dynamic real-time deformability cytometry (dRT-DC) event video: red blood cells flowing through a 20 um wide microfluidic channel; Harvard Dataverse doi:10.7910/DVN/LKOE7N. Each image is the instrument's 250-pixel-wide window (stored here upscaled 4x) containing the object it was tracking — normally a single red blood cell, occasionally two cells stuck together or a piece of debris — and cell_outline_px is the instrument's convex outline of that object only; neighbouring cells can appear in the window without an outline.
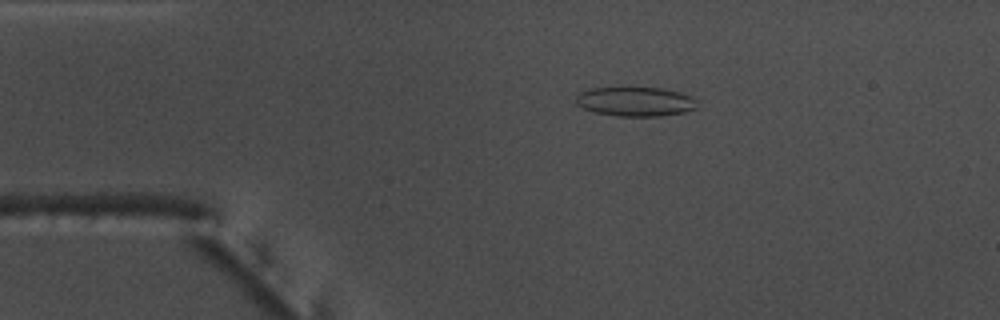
{"species": "common noctule bat (a hibernating species)", "species_latin": "Nyctalus noctula", "temperature_condition": "warm", "stored_images_in_passage": 53, "camera_frame_rate_fps": 3000, "um_per_image_px": 0.085, "animal": {"sex": "male", "body_mass_g": 17.5, "forearm_length_mm": 52.3}, "frame": {"image": 1, "passage_image": 10, "time_ms": 3.0, "image_size_px": [1000, 320], "cell_outline_px": [[696, 108], [684, 112], [660, 116], [616, 116], [596, 112], [584, 108], [576, 104], [576, 96], [580, 92], [592, 88], [660, 88], [680, 92], [696, 100]], "centroid_in_image_um": [53.99, 8.64], "position_along_channel_um": 31.0, "area_um2": 20.46}}
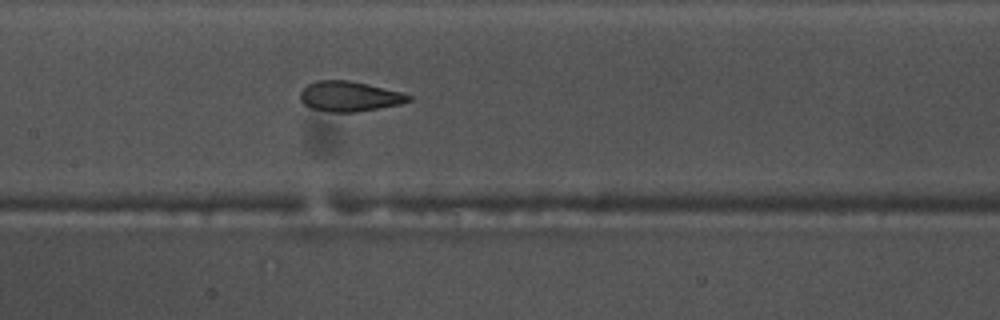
{"frame": {"image": 2, "passage_image": 25, "time_ms": 8.0, "image_size_px": [1000, 320], "cell_outline_px": [[412, 100], [400, 104], [356, 112], [328, 112], [312, 108], [304, 104], [300, 100], [300, 92], [308, 84], [316, 80], [348, 80], [368, 84], [400, 92], [412, 96]], "centroid_in_image_um": [29.68, 8.19], "position_along_channel_um": 177.7, "area_um2": 18.96}}
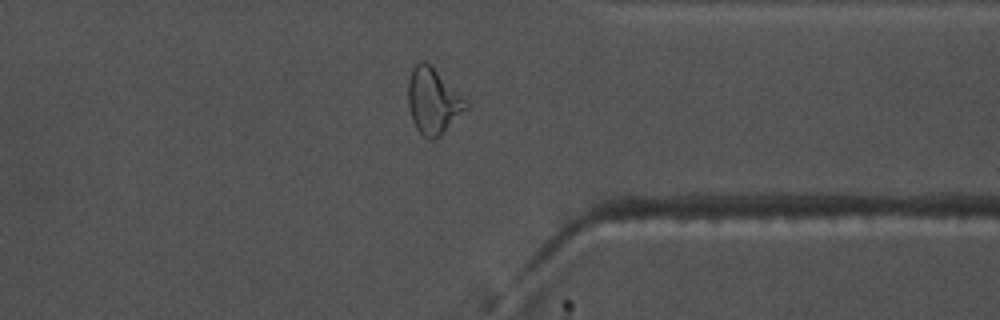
{"frame": {"image": 3, "passage_image": 41, "time_ms": 13.333, "image_size_px": [1000, 320], "cell_outline_px": [[468, 108], [440, 136], [432, 140], [428, 140], [416, 128], [412, 120], [408, 104], [408, 80], [412, 68], [420, 60], [424, 60], [468, 100]], "centroid_in_image_um": [36.81, 8.6], "position_along_channel_um": 374.6, "area_um2": 22.14}, "authors_computed_cell_mechanics": {"area_um2": 20.4612, "velocity_mm_per_s": 3.8, "shape_relaxation_time_tau1_ms": 4.9216, "shape_relaxation_time_tau2_ms": 1.5, "deformation_change_tau1": 0.1835, "deformation_change_tau2": 0.0962}}